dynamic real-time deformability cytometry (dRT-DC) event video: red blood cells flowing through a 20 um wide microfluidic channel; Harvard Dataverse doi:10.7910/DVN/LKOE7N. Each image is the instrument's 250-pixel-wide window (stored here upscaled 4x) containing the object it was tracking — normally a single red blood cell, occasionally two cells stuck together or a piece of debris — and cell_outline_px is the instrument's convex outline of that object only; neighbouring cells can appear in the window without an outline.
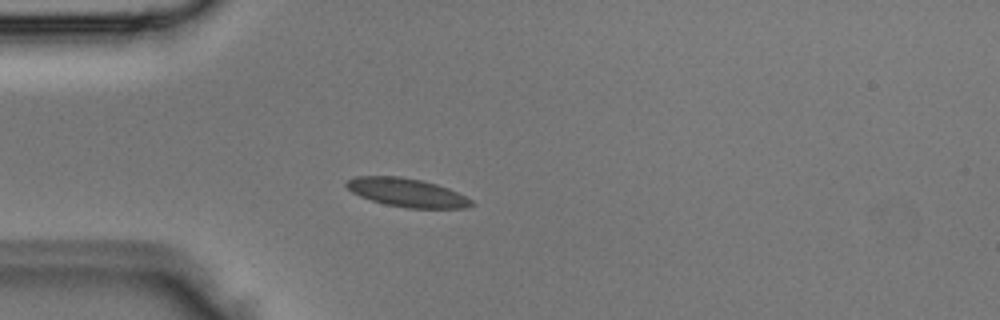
{"species": "Egyptian fruit bat (a non-hibernating species)", "species_latin": "Rousettus aegyptiacus", "temperature_condition": "room temperature", "stored_images_in_passage": 2, "camera_frame_rate_fps": 3000, "um_per_image_px": 0.085, "animal": {"sex": "male"}, "frame": {"image": 1, "passage_image": 2, "time_ms": 0.333, "image_size_px": [1000, 320], "cell_outline_px": [[476, 204], [468, 208], [408, 208], [384, 204], [360, 196], [352, 192], [344, 184], [348, 180], [356, 176], [400, 176], [420, 180], [436, 184], [448, 188], [472, 200]], "centroid_in_image_um": [34.59, 16.37], "position_along_channel_um": 50.4, "area_um2": 20.69}}